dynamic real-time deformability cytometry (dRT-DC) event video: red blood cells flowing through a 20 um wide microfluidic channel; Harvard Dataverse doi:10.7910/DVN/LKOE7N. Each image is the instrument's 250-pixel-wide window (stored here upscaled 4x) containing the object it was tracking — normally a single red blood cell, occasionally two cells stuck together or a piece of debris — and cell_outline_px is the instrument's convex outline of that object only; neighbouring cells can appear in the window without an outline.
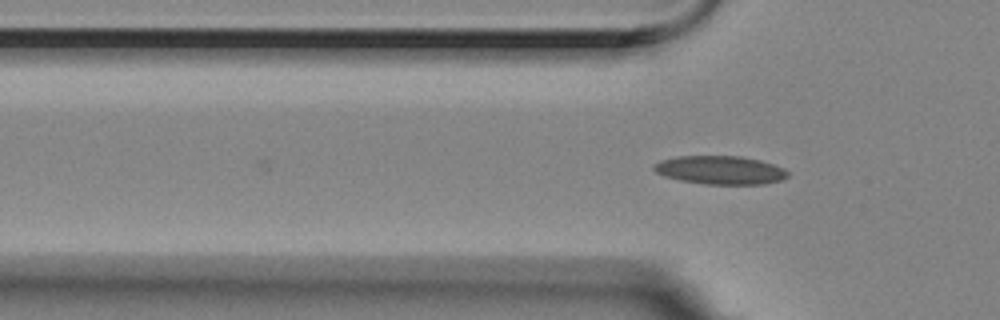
{"species": "Egyptian fruit bat (a non-hibernating species)", "species_latin": "Rousettus aegyptiacus", "temperature_condition": "room temperature", "stored_images_in_passage": 7, "segment_of_instrument_passage": [2, 2], "camera_frame_rate_fps": 3000, "um_per_image_px": 0.085, "animal": {"sex": "female"}, "frame": {"image": 1, "passage_image": 7, "time_ms": 2.0, "image_size_px": [1000, 320], "cell_outline_px": [[788, 176], [784, 180], [764, 184], [704, 184], [680, 180], [664, 176], [656, 172], [652, 168], [652, 164], [660, 160], [676, 156], [740, 156], [760, 160], [784, 168], [788, 172]], "centroid_in_image_um": [61.21, 14.45], "position_along_channel_um": 64.6, "area_um2": 22.37}}